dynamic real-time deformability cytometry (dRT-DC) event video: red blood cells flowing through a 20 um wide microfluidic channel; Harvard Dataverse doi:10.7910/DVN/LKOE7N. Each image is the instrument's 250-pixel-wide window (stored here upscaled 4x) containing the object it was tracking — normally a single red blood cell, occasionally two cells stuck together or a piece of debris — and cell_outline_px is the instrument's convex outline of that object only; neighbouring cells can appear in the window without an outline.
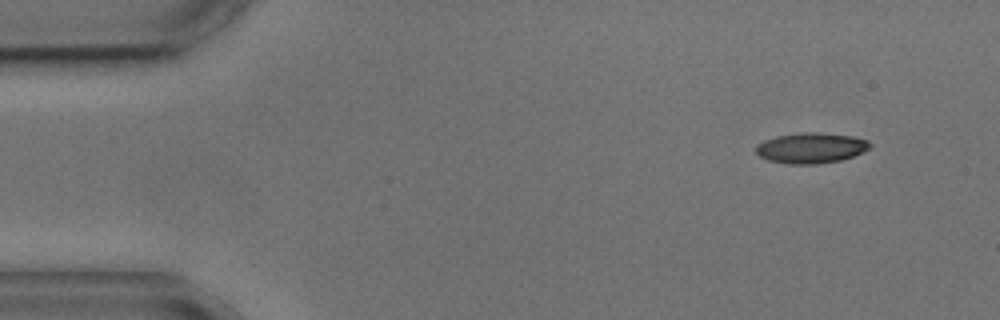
{"species": "common noctule bat (a hibernating species)", "species_latin": "Nyctalus noctula", "temperature_condition": "cold", "stored_images_in_passage": 4, "camera_frame_rate_fps": 3000, "um_per_image_px": 0.085, "animal": {"sex": "male", "body_mass_g": 17.9, "forearm_length_mm": 54.2}, "frame": {"image": 1, "passage_image": 1, "time_ms": 0.0, "image_size_px": [1000, 320], "cell_outline_px": [[872, 144], [868, 148], [852, 156], [840, 160], [816, 164], [788, 164], [768, 160], [760, 156], [756, 152], [756, 144], [764, 140], [776, 136], [804, 132], [816, 132], [852, 136], [868, 140]], "centroid_in_image_um": [68.9, 12.57], "position_along_channel_um": 16.1, "area_um2": 20.11}}
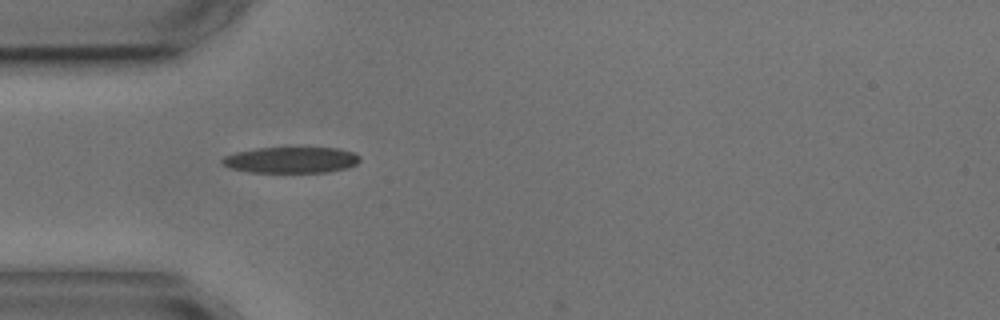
{"frame": {"image": 2, "passage_image": 4, "time_ms": 3.667, "image_size_px": [1000, 320], "cell_outline_px": [[360, 160], [356, 164], [348, 168], [328, 172], [248, 172], [232, 168], [224, 164], [220, 160], [224, 156], [236, 152], [256, 148], [340, 148], [356, 152], [360, 156]], "centroid_in_image_um": [24.8, 13.59], "position_along_channel_um": 60.2, "area_um2": 20.98}}